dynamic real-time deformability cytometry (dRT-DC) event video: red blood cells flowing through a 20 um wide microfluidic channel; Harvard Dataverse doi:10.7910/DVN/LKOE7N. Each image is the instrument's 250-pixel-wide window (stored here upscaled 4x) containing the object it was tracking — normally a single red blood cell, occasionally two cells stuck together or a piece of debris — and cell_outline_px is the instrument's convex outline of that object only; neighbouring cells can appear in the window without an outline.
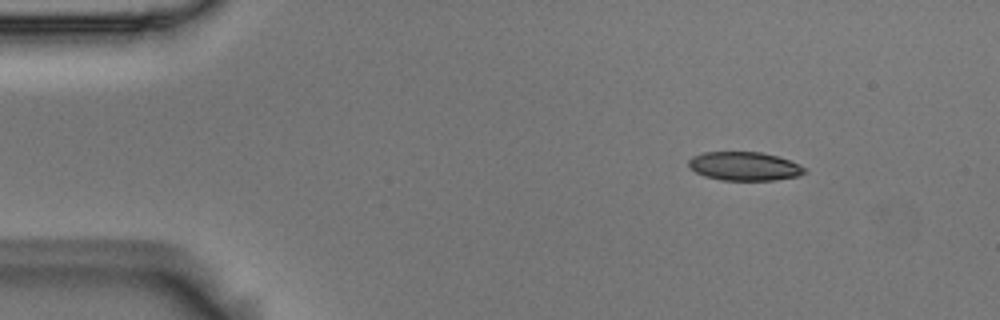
{"species": "Egyptian fruit bat (a non-hibernating species)", "species_latin": "Rousettus aegyptiacus", "temperature_condition": "room temperature", "stored_images_in_passage": 5, "camera_frame_rate_fps": 3000, "um_per_image_px": 0.085, "animal": {"sex": "male"}, "frame": {"image": 1, "passage_image": 1, "time_ms": 0.0, "image_size_px": [1000, 320], "cell_outline_px": [[804, 172], [796, 176], [776, 180], [720, 180], [704, 176], [696, 172], [688, 164], [688, 160], [692, 156], [704, 152], [760, 152], [776, 156], [788, 160], [804, 168]], "centroid_in_image_um": [63.2, 14.13], "position_along_channel_um": 21.8, "area_um2": 19.07}}
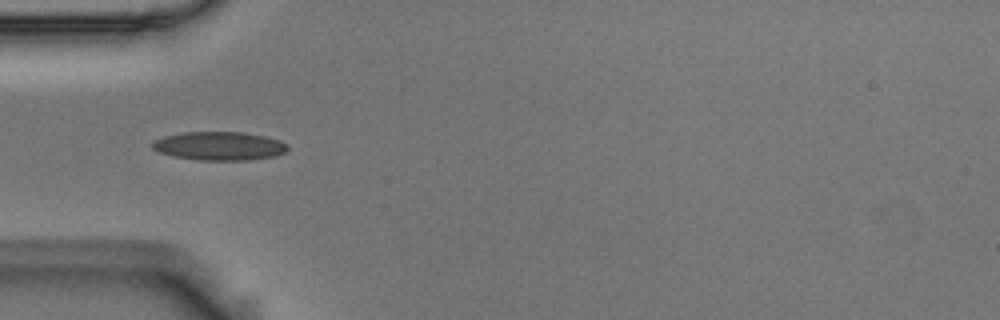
{"frame": {"image": 2, "passage_image": 4, "time_ms": 1.0, "image_size_px": [1000, 320], "cell_outline_px": [[288, 148], [284, 152], [276, 156], [248, 160], [196, 160], [172, 156], [160, 152], [152, 148], [152, 140], [164, 136], [184, 132], [244, 132], [264, 136], [280, 140], [288, 144]], "centroid_in_image_um": [18.64, 12.41], "position_along_channel_um": 66.4, "area_um2": 22.66}}
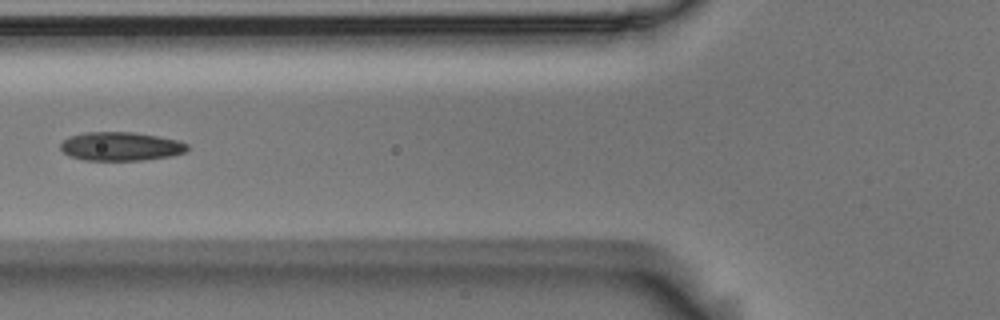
{"frame": {"image": 3, "passage_image": 5, "time_ms": 1.333, "image_size_px": [1000, 320], "cell_outline_px": [[188, 148], [184, 152], [172, 156], [144, 160], [84, 160], [72, 156], [64, 152], [60, 148], [60, 144], [68, 136], [84, 132], [132, 132], [180, 140], [188, 144]], "centroid_in_image_um": [10.27, 12.44], "position_along_channel_um": 115.5, "area_um2": 21.21}}